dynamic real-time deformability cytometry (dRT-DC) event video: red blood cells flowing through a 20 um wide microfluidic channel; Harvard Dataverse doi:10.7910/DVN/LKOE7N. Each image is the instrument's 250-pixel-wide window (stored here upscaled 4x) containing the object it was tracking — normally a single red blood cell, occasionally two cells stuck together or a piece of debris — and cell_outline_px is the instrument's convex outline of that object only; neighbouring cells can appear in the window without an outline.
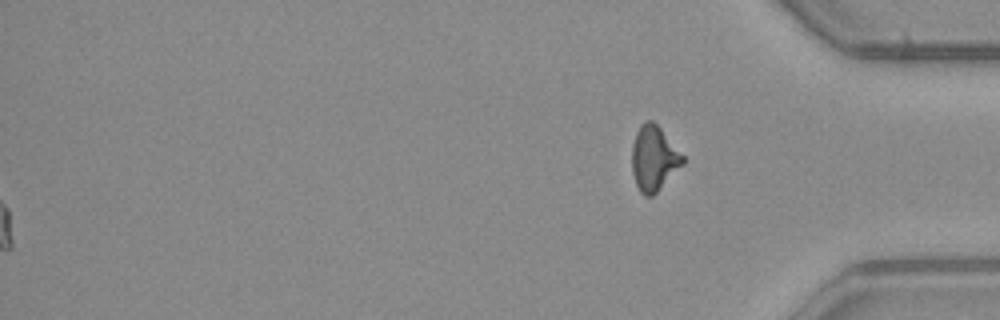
{"species": "common noctule bat (a hibernating species)", "species_latin": "Nyctalus noctula", "temperature_condition": "warm", "stored_images_in_passage": 51, "segment_of_instrument_passage": [2, 2], "camera_frame_rate_fps": 3000, "um_per_image_px": 0.085, "animal": {"sex": "male", "body_mass_g": 23.1, "forearm_length_mm": 52.7}, "frame": {"image": 1, "passage_image": 51, "time_ms": 16.667, "image_size_px": [1000, 320], "cell_outline_px": [[684, 164], [652, 196], [644, 196], [640, 192], [636, 184], [632, 172], [632, 144], [636, 132], [640, 124], [648, 120], [652, 120], [660, 128], [684, 156]], "centroid_in_image_um": [55.56, 13.46], "position_along_channel_um": 379.6, "area_um2": 19.13}}